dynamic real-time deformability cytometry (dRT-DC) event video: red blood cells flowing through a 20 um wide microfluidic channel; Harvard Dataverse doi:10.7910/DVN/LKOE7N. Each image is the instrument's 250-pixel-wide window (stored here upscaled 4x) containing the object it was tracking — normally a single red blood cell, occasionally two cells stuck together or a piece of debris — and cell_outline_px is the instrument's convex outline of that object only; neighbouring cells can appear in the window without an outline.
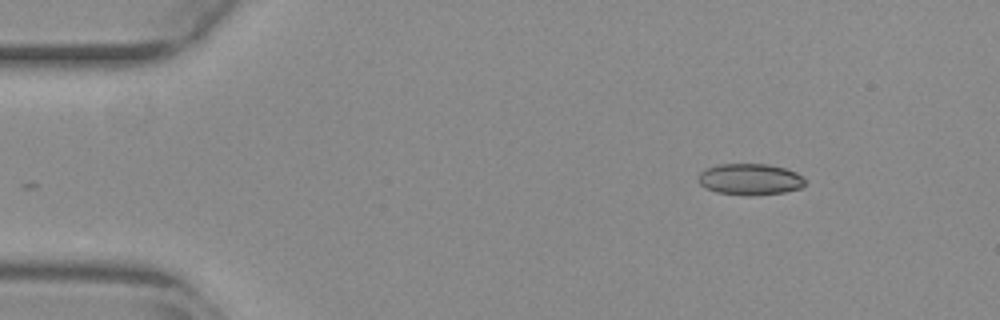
{"species": "common noctule bat (a hibernating species)", "species_latin": "Nyctalus noctula", "temperature_condition": "warm", "stored_images_in_passage": 48, "camera_frame_rate_fps": 3000, "um_per_image_px": 0.085, "animal": {"sex": "female", "body_mass_g": 29.2, "forearm_length_mm": 56.3}, "frame": {"image": 1, "passage_image": 1, "time_ms": 0.0, "image_size_px": [1000, 320], "cell_outline_px": [[804, 184], [800, 188], [784, 192], [752, 196], [748, 196], [716, 192], [700, 184], [696, 180], [696, 176], [700, 172], [708, 168], [720, 164], [768, 164], [784, 168], [796, 172], [804, 180]], "centroid_in_image_um": [63.71, 15.24], "position_along_channel_um": 21.3, "area_um2": 19.48}}
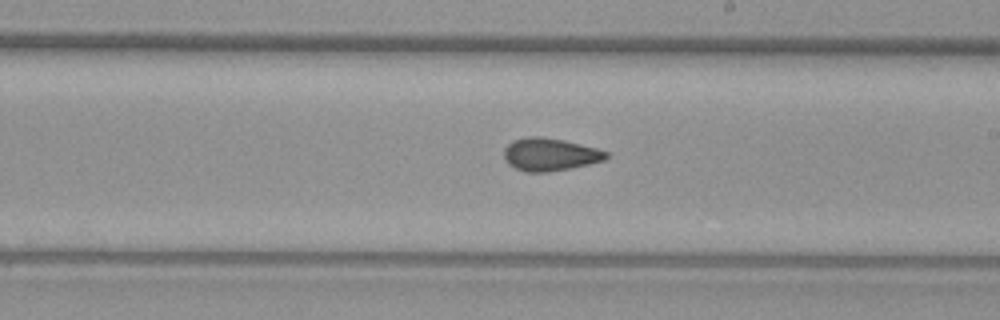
{"frame": {"image": 2, "passage_image": 25, "time_ms": 8.0, "image_size_px": [1000, 320], "cell_outline_px": [[608, 156], [604, 160], [572, 168], [548, 172], [524, 172], [508, 164], [504, 160], [504, 148], [512, 140], [528, 136], [540, 136], [564, 140], [596, 148], [608, 152]], "centroid_in_image_um": [46.71, 13.13], "position_along_channel_um": 242.3, "area_um2": 19.59}}
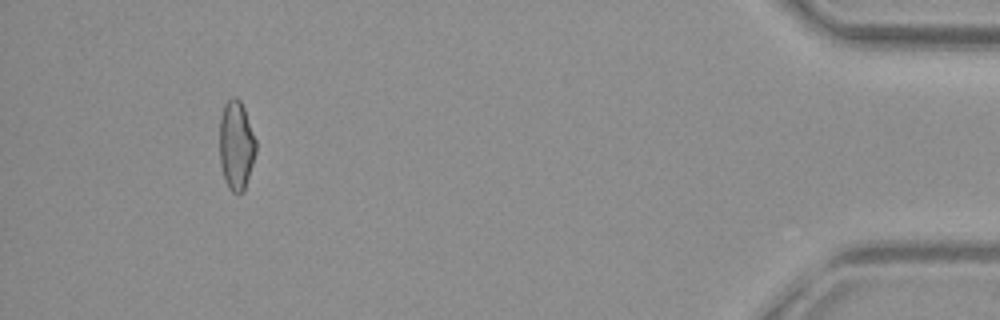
{"frame": {"image": 3, "passage_image": 44, "time_ms": 14.333, "image_size_px": [1000, 320], "cell_outline_px": [[256, 152], [244, 192], [232, 192], [228, 188], [224, 180], [220, 164], [220, 116], [224, 104], [232, 96], [236, 96], [240, 100], [244, 108], [256, 140]], "centroid_in_image_um": [20.07, 12.35], "position_along_channel_um": 415.1, "area_um2": 19.02}, "authors_computed_cell_mechanics": {"area_um2": 19.1896, "velocity_mm_per_s": 3.8541, "shape_relaxation_time_tau1_ms": null, "shape_relaxation_time_tau2_ms": 1.8408, "deformation_change_tau1": null, "deformation_change_tau2": 0.0889}}